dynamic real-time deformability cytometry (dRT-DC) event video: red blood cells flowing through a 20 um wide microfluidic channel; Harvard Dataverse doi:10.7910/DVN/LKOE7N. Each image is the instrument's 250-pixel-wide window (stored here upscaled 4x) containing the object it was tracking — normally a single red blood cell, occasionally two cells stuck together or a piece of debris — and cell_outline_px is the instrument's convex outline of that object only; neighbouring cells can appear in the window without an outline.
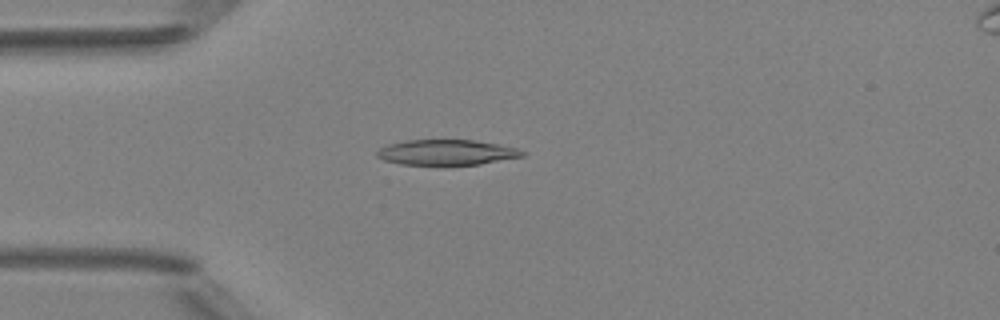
{"species": "Egyptian fruit bat (a non-hibernating species)", "species_latin": "Rousettus aegyptiacus", "temperature_condition": "room temperature", "stored_images_in_passage": 4, "camera_frame_rate_fps": 3000, "um_per_image_px": 0.085, "animal": {"sex": "female"}, "frame": {"image": 1, "passage_image": 2, "time_ms": 1.333, "image_size_px": [1000, 320], "cell_outline_px": [[528, 152], [524, 156], [480, 164], [440, 168], [400, 164], [384, 160], [376, 156], [376, 152], [380, 148], [388, 144], [404, 140], [472, 140], [500, 144], [516, 148]], "centroid_in_image_um": [37.94, 13.0], "position_along_channel_um": 47.1, "area_um2": 22.54}}
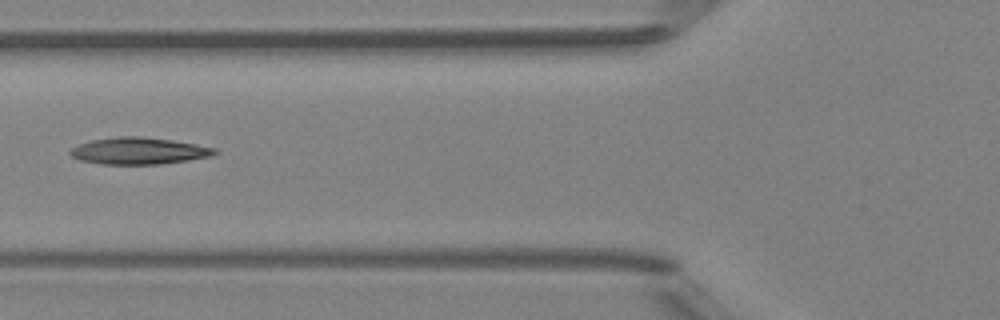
{"frame": {"image": 2, "passage_image": 4, "time_ms": 3.333, "image_size_px": [1000, 320], "cell_outline_px": [[220, 152], [212, 156], [188, 160], [160, 164], [100, 164], [80, 160], [72, 156], [68, 152], [72, 148], [80, 144], [92, 140], [120, 136], [140, 136], [172, 140], [196, 144], [216, 148]], "centroid_in_image_um": [11.83, 12.83], "position_along_channel_um": 114.0, "area_um2": 22.54}}